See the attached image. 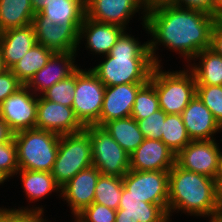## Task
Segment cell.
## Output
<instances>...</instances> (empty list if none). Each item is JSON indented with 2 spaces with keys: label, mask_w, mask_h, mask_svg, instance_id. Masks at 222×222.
<instances>
[{
  "label": "cell",
  "mask_w": 222,
  "mask_h": 222,
  "mask_svg": "<svg viewBox=\"0 0 222 222\" xmlns=\"http://www.w3.org/2000/svg\"><path fill=\"white\" fill-rule=\"evenodd\" d=\"M217 20L201 10L173 4L148 10L142 30L150 37L149 50L154 64L165 65L164 56L160 53V57L158 51L165 49L179 54L178 58H182L183 66H186L199 52L210 48L211 33Z\"/></svg>",
  "instance_id": "1"
},
{
  "label": "cell",
  "mask_w": 222,
  "mask_h": 222,
  "mask_svg": "<svg viewBox=\"0 0 222 222\" xmlns=\"http://www.w3.org/2000/svg\"><path fill=\"white\" fill-rule=\"evenodd\" d=\"M132 32L125 29L109 54L96 59L97 64L90 67L105 86L146 83L150 80L155 64L148 39L143 43Z\"/></svg>",
  "instance_id": "2"
},
{
  "label": "cell",
  "mask_w": 222,
  "mask_h": 222,
  "mask_svg": "<svg viewBox=\"0 0 222 222\" xmlns=\"http://www.w3.org/2000/svg\"><path fill=\"white\" fill-rule=\"evenodd\" d=\"M177 213V214H176ZM178 214L213 220L219 216L216 179L187 171L175 164L169 170L168 216Z\"/></svg>",
  "instance_id": "3"
},
{
  "label": "cell",
  "mask_w": 222,
  "mask_h": 222,
  "mask_svg": "<svg viewBox=\"0 0 222 222\" xmlns=\"http://www.w3.org/2000/svg\"><path fill=\"white\" fill-rule=\"evenodd\" d=\"M179 69L167 71L163 65H155L150 76L160 109L166 114H181L196 95L194 74L187 66Z\"/></svg>",
  "instance_id": "4"
},
{
  "label": "cell",
  "mask_w": 222,
  "mask_h": 222,
  "mask_svg": "<svg viewBox=\"0 0 222 222\" xmlns=\"http://www.w3.org/2000/svg\"><path fill=\"white\" fill-rule=\"evenodd\" d=\"M19 169L51 172L56 160L60 135L31 128L13 134Z\"/></svg>",
  "instance_id": "5"
},
{
  "label": "cell",
  "mask_w": 222,
  "mask_h": 222,
  "mask_svg": "<svg viewBox=\"0 0 222 222\" xmlns=\"http://www.w3.org/2000/svg\"><path fill=\"white\" fill-rule=\"evenodd\" d=\"M92 166L90 135L82 130L60 135L56 160L51 171L57 185L62 188L77 173Z\"/></svg>",
  "instance_id": "6"
},
{
  "label": "cell",
  "mask_w": 222,
  "mask_h": 222,
  "mask_svg": "<svg viewBox=\"0 0 222 222\" xmlns=\"http://www.w3.org/2000/svg\"><path fill=\"white\" fill-rule=\"evenodd\" d=\"M84 130L90 135L92 165L102 175L123 177L130 170V154L102 126L91 125Z\"/></svg>",
  "instance_id": "7"
},
{
  "label": "cell",
  "mask_w": 222,
  "mask_h": 222,
  "mask_svg": "<svg viewBox=\"0 0 222 222\" xmlns=\"http://www.w3.org/2000/svg\"><path fill=\"white\" fill-rule=\"evenodd\" d=\"M105 85L88 67L76 70V88L72 108L84 126L97 125L104 100Z\"/></svg>",
  "instance_id": "8"
},
{
  "label": "cell",
  "mask_w": 222,
  "mask_h": 222,
  "mask_svg": "<svg viewBox=\"0 0 222 222\" xmlns=\"http://www.w3.org/2000/svg\"><path fill=\"white\" fill-rule=\"evenodd\" d=\"M221 142V139L192 140L176 155V164L184 170L217 179L220 172Z\"/></svg>",
  "instance_id": "9"
},
{
  "label": "cell",
  "mask_w": 222,
  "mask_h": 222,
  "mask_svg": "<svg viewBox=\"0 0 222 222\" xmlns=\"http://www.w3.org/2000/svg\"><path fill=\"white\" fill-rule=\"evenodd\" d=\"M86 17L101 23L115 24L133 30L129 23L137 19L146 22V10L141 0H85ZM138 15V16H137ZM132 20V21H131Z\"/></svg>",
  "instance_id": "10"
},
{
  "label": "cell",
  "mask_w": 222,
  "mask_h": 222,
  "mask_svg": "<svg viewBox=\"0 0 222 222\" xmlns=\"http://www.w3.org/2000/svg\"><path fill=\"white\" fill-rule=\"evenodd\" d=\"M128 195L143 202L161 205L168 212L169 171L129 170L122 177Z\"/></svg>",
  "instance_id": "11"
},
{
  "label": "cell",
  "mask_w": 222,
  "mask_h": 222,
  "mask_svg": "<svg viewBox=\"0 0 222 222\" xmlns=\"http://www.w3.org/2000/svg\"><path fill=\"white\" fill-rule=\"evenodd\" d=\"M15 176L14 178L18 177L17 180H20L22 192L25 194L24 197L27 203H29L27 206H20V204L16 206L14 204L15 206H9L8 208L16 211L46 213V205L39 204L41 201L48 199L49 196H52V193L56 194V197L58 196L57 198H59L58 200L61 201V188L55 182L51 172L19 169Z\"/></svg>",
  "instance_id": "12"
},
{
  "label": "cell",
  "mask_w": 222,
  "mask_h": 222,
  "mask_svg": "<svg viewBox=\"0 0 222 222\" xmlns=\"http://www.w3.org/2000/svg\"><path fill=\"white\" fill-rule=\"evenodd\" d=\"M32 25L37 43L54 53L76 52L82 23H64L60 26L47 21V17L36 12Z\"/></svg>",
  "instance_id": "13"
},
{
  "label": "cell",
  "mask_w": 222,
  "mask_h": 222,
  "mask_svg": "<svg viewBox=\"0 0 222 222\" xmlns=\"http://www.w3.org/2000/svg\"><path fill=\"white\" fill-rule=\"evenodd\" d=\"M38 96L23 85L0 105L2 118L13 133L35 128Z\"/></svg>",
  "instance_id": "14"
},
{
  "label": "cell",
  "mask_w": 222,
  "mask_h": 222,
  "mask_svg": "<svg viewBox=\"0 0 222 222\" xmlns=\"http://www.w3.org/2000/svg\"><path fill=\"white\" fill-rule=\"evenodd\" d=\"M124 30L121 26L96 22L85 16L79 29L77 55L81 53L80 48H83L82 54L84 50H87L88 55H93L95 59L108 55Z\"/></svg>",
  "instance_id": "15"
},
{
  "label": "cell",
  "mask_w": 222,
  "mask_h": 222,
  "mask_svg": "<svg viewBox=\"0 0 222 222\" xmlns=\"http://www.w3.org/2000/svg\"><path fill=\"white\" fill-rule=\"evenodd\" d=\"M35 128L59 135L77 133L85 129L72 107L46 100L41 95L38 96Z\"/></svg>",
  "instance_id": "16"
},
{
  "label": "cell",
  "mask_w": 222,
  "mask_h": 222,
  "mask_svg": "<svg viewBox=\"0 0 222 222\" xmlns=\"http://www.w3.org/2000/svg\"><path fill=\"white\" fill-rule=\"evenodd\" d=\"M80 55L77 56L76 52L54 53L47 64L35 73L25 86L35 95H41L52 85L68 78L81 66L78 63L80 60L76 59Z\"/></svg>",
  "instance_id": "17"
},
{
  "label": "cell",
  "mask_w": 222,
  "mask_h": 222,
  "mask_svg": "<svg viewBox=\"0 0 222 222\" xmlns=\"http://www.w3.org/2000/svg\"><path fill=\"white\" fill-rule=\"evenodd\" d=\"M101 175L95 166H90L77 173L61 188V200L70 209V213L79 214L94 200L97 181Z\"/></svg>",
  "instance_id": "18"
},
{
  "label": "cell",
  "mask_w": 222,
  "mask_h": 222,
  "mask_svg": "<svg viewBox=\"0 0 222 222\" xmlns=\"http://www.w3.org/2000/svg\"><path fill=\"white\" fill-rule=\"evenodd\" d=\"M144 84L105 86L103 106L97 126L103 127L109 121L130 117L138 90Z\"/></svg>",
  "instance_id": "19"
},
{
  "label": "cell",
  "mask_w": 222,
  "mask_h": 222,
  "mask_svg": "<svg viewBox=\"0 0 222 222\" xmlns=\"http://www.w3.org/2000/svg\"><path fill=\"white\" fill-rule=\"evenodd\" d=\"M176 164V154L161 140L144 139L130 154V170L169 171Z\"/></svg>",
  "instance_id": "20"
},
{
  "label": "cell",
  "mask_w": 222,
  "mask_h": 222,
  "mask_svg": "<svg viewBox=\"0 0 222 222\" xmlns=\"http://www.w3.org/2000/svg\"><path fill=\"white\" fill-rule=\"evenodd\" d=\"M181 116L191 140H214L218 139V135H222V127L197 95L189 102Z\"/></svg>",
  "instance_id": "21"
},
{
  "label": "cell",
  "mask_w": 222,
  "mask_h": 222,
  "mask_svg": "<svg viewBox=\"0 0 222 222\" xmlns=\"http://www.w3.org/2000/svg\"><path fill=\"white\" fill-rule=\"evenodd\" d=\"M115 222H171L168 212L161 206L141 201L128 195L124 187L116 211Z\"/></svg>",
  "instance_id": "22"
},
{
  "label": "cell",
  "mask_w": 222,
  "mask_h": 222,
  "mask_svg": "<svg viewBox=\"0 0 222 222\" xmlns=\"http://www.w3.org/2000/svg\"><path fill=\"white\" fill-rule=\"evenodd\" d=\"M37 44L32 24L0 33V51L6 69H11Z\"/></svg>",
  "instance_id": "23"
},
{
  "label": "cell",
  "mask_w": 222,
  "mask_h": 222,
  "mask_svg": "<svg viewBox=\"0 0 222 222\" xmlns=\"http://www.w3.org/2000/svg\"><path fill=\"white\" fill-rule=\"evenodd\" d=\"M35 10L60 26L83 23L86 16L85 0H35Z\"/></svg>",
  "instance_id": "24"
},
{
  "label": "cell",
  "mask_w": 222,
  "mask_h": 222,
  "mask_svg": "<svg viewBox=\"0 0 222 222\" xmlns=\"http://www.w3.org/2000/svg\"><path fill=\"white\" fill-rule=\"evenodd\" d=\"M186 66L194 74L196 85H222V56L212 49L202 50Z\"/></svg>",
  "instance_id": "25"
},
{
  "label": "cell",
  "mask_w": 222,
  "mask_h": 222,
  "mask_svg": "<svg viewBox=\"0 0 222 222\" xmlns=\"http://www.w3.org/2000/svg\"><path fill=\"white\" fill-rule=\"evenodd\" d=\"M35 0H0V33L32 24Z\"/></svg>",
  "instance_id": "26"
},
{
  "label": "cell",
  "mask_w": 222,
  "mask_h": 222,
  "mask_svg": "<svg viewBox=\"0 0 222 222\" xmlns=\"http://www.w3.org/2000/svg\"><path fill=\"white\" fill-rule=\"evenodd\" d=\"M103 128L128 154L134 152L145 139L137 121L131 116L109 121Z\"/></svg>",
  "instance_id": "27"
},
{
  "label": "cell",
  "mask_w": 222,
  "mask_h": 222,
  "mask_svg": "<svg viewBox=\"0 0 222 222\" xmlns=\"http://www.w3.org/2000/svg\"><path fill=\"white\" fill-rule=\"evenodd\" d=\"M53 54V51L37 43L10 70L23 85H26L34 74L47 64Z\"/></svg>",
  "instance_id": "28"
},
{
  "label": "cell",
  "mask_w": 222,
  "mask_h": 222,
  "mask_svg": "<svg viewBox=\"0 0 222 222\" xmlns=\"http://www.w3.org/2000/svg\"><path fill=\"white\" fill-rule=\"evenodd\" d=\"M161 141L176 155L192 141L187 133L181 114L166 115Z\"/></svg>",
  "instance_id": "29"
},
{
  "label": "cell",
  "mask_w": 222,
  "mask_h": 222,
  "mask_svg": "<svg viewBox=\"0 0 222 222\" xmlns=\"http://www.w3.org/2000/svg\"><path fill=\"white\" fill-rule=\"evenodd\" d=\"M122 189V177L101 174L95 187L93 203L105 205L117 211L119 209Z\"/></svg>",
  "instance_id": "30"
},
{
  "label": "cell",
  "mask_w": 222,
  "mask_h": 222,
  "mask_svg": "<svg viewBox=\"0 0 222 222\" xmlns=\"http://www.w3.org/2000/svg\"><path fill=\"white\" fill-rule=\"evenodd\" d=\"M159 109V99L155 87L150 81H148L138 90L131 117L136 121L142 120Z\"/></svg>",
  "instance_id": "31"
},
{
  "label": "cell",
  "mask_w": 222,
  "mask_h": 222,
  "mask_svg": "<svg viewBox=\"0 0 222 222\" xmlns=\"http://www.w3.org/2000/svg\"><path fill=\"white\" fill-rule=\"evenodd\" d=\"M76 88V71L68 78L52 85L41 96L52 102L62 104L67 107H72L74 101V92Z\"/></svg>",
  "instance_id": "32"
},
{
  "label": "cell",
  "mask_w": 222,
  "mask_h": 222,
  "mask_svg": "<svg viewBox=\"0 0 222 222\" xmlns=\"http://www.w3.org/2000/svg\"><path fill=\"white\" fill-rule=\"evenodd\" d=\"M196 95L222 127V85H197Z\"/></svg>",
  "instance_id": "33"
},
{
  "label": "cell",
  "mask_w": 222,
  "mask_h": 222,
  "mask_svg": "<svg viewBox=\"0 0 222 222\" xmlns=\"http://www.w3.org/2000/svg\"><path fill=\"white\" fill-rule=\"evenodd\" d=\"M166 115L162 109H159L150 116L137 120L139 130L146 139L161 140Z\"/></svg>",
  "instance_id": "34"
},
{
  "label": "cell",
  "mask_w": 222,
  "mask_h": 222,
  "mask_svg": "<svg viewBox=\"0 0 222 222\" xmlns=\"http://www.w3.org/2000/svg\"><path fill=\"white\" fill-rule=\"evenodd\" d=\"M18 170L17 149L12 138L10 141L0 144V171L12 180Z\"/></svg>",
  "instance_id": "35"
},
{
  "label": "cell",
  "mask_w": 222,
  "mask_h": 222,
  "mask_svg": "<svg viewBox=\"0 0 222 222\" xmlns=\"http://www.w3.org/2000/svg\"><path fill=\"white\" fill-rule=\"evenodd\" d=\"M79 216L85 222H115L116 210L100 205L98 203H92L86 207Z\"/></svg>",
  "instance_id": "36"
},
{
  "label": "cell",
  "mask_w": 222,
  "mask_h": 222,
  "mask_svg": "<svg viewBox=\"0 0 222 222\" xmlns=\"http://www.w3.org/2000/svg\"><path fill=\"white\" fill-rule=\"evenodd\" d=\"M23 84L17 76L9 69L0 74V105L4 100L20 89Z\"/></svg>",
  "instance_id": "37"
},
{
  "label": "cell",
  "mask_w": 222,
  "mask_h": 222,
  "mask_svg": "<svg viewBox=\"0 0 222 222\" xmlns=\"http://www.w3.org/2000/svg\"><path fill=\"white\" fill-rule=\"evenodd\" d=\"M43 212L16 211L6 207V222H54ZM49 219V220H48Z\"/></svg>",
  "instance_id": "38"
},
{
  "label": "cell",
  "mask_w": 222,
  "mask_h": 222,
  "mask_svg": "<svg viewBox=\"0 0 222 222\" xmlns=\"http://www.w3.org/2000/svg\"><path fill=\"white\" fill-rule=\"evenodd\" d=\"M213 3L214 0H174L172 4L182 8L201 10L213 15Z\"/></svg>",
  "instance_id": "39"
},
{
  "label": "cell",
  "mask_w": 222,
  "mask_h": 222,
  "mask_svg": "<svg viewBox=\"0 0 222 222\" xmlns=\"http://www.w3.org/2000/svg\"><path fill=\"white\" fill-rule=\"evenodd\" d=\"M210 49L222 56V19H218L213 26Z\"/></svg>",
  "instance_id": "40"
},
{
  "label": "cell",
  "mask_w": 222,
  "mask_h": 222,
  "mask_svg": "<svg viewBox=\"0 0 222 222\" xmlns=\"http://www.w3.org/2000/svg\"><path fill=\"white\" fill-rule=\"evenodd\" d=\"M13 134L7 123L0 118V144L10 141L13 138Z\"/></svg>",
  "instance_id": "41"
},
{
  "label": "cell",
  "mask_w": 222,
  "mask_h": 222,
  "mask_svg": "<svg viewBox=\"0 0 222 222\" xmlns=\"http://www.w3.org/2000/svg\"><path fill=\"white\" fill-rule=\"evenodd\" d=\"M174 0H141L142 6L146 11L161 6L172 4Z\"/></svg>",
  "instance_id": "42"
},
{
  "label": "cell",
  "mask_w": 222,
  "mask_h": 222,
  "mask_svg": "<svg viewBox=\"0 0 222 222\" xmlns=\"http://www.w3.org/2000/svg\"><path fill=\"white\" fill-rule=\"evenodd\" d=\"M217 204L219 215L222 216V176H217L216 179Z\"/></svg>",
  "instance_id": "43"
},
{
  "label": "cell",
  "mask_w": 222,
  "mask_h": 222,
  "mask_svg": "<svg viewBox=\"0 0 222 222\" xmlns=\"http://www.w3.org/2000/svg\"><path fill=\"white\" fill-rule=\"evenodd\" d=\"M213 16L217 19H222V0H214Z\"/></svg>",
  "instance_id": "44"
},
{
  "label": "cell",
  "mask_w": 222,
  "mask_h": 222,
  "mask_svg": "<svg viewBox=\"0 0 222 222\" xmlns=\"http://www.w3.org/2000/svg\"><path fill=\"white\" fill-rule=\"evenodd\" d=\"M0 222H6V205L0 206Z\"/></svg>",
  "instance_id": "45"
},
{
  "label": "cell",
  "mask_w": 222,
  "mask_h": 222,
  "mask_svg": "<svg viewBox=\"0 0 222 222\" xmlns=\"http://www.w3.org/2000/svg\"><path fill=\"white\" fill-rule=\"evenodd\" d=\"M11 181L2 171H0V185L5 187L4 183Z\"/></svg>",
  "instance_id": "46"
},
{
  "label": "cell",
  "mask_w": 222,
  "mask_h": 222,
  "mask_svg": "<svg viewBox=\"0 0 222 222\" xmlns=\"http://www.w3.org/2000/svg\"><path fill=\"white\" fill-rule=\"evenodd\" d=\"M73 216V217H72ZM70 217H72L71 218V222H85L80 216H79V214H73V215H71ZM54 222H56V219L54 218Z\"/></svg>",
  "instance_id": "47"
},
{
  "label": "cell",
  "mask_w": 222,
  "mask_h": 222,
  "mask_svg": "<svg viewBox=\"0 0 222 222\" xmlns=\"http://www.w3.org/2000/svg\"><path fill=\"white\" fill-rule=\"evenodd\" d=\"M5 70H6V67L4 66L2 54L0 51V74L3 73Z\"/></svg>",
  "instance_id": "48"
},
{
  "label": "cell",
  "mask_w": 222,
  "mask_h": 222,
  "mask_svg": "<svg viewBox=\"0 0 222 222\" xmlns=\"http://www.w3.org/2000/svg\"><path fill=\"white\" fill-rule=\"evenodd\" d=\"M212 222H222V216H217L215 217L213 220H211Z\"/></svg>",
  "instance_id": "49"
},
{
  "label": "cell",
  "mask_w": 222,
  "mask_h": 222,
  "mask_svg": "<svg viewBox=\"0 0 222 222\" xmlns=\"http://www.w3.org/2000/svg\"><path fill=\"white\" fill-rule=\"evenodd\" d=\"M218 176H222V150H221V157H220V172Z\"/></svg>",
  "instance_id": "50"
}]
</instances>
